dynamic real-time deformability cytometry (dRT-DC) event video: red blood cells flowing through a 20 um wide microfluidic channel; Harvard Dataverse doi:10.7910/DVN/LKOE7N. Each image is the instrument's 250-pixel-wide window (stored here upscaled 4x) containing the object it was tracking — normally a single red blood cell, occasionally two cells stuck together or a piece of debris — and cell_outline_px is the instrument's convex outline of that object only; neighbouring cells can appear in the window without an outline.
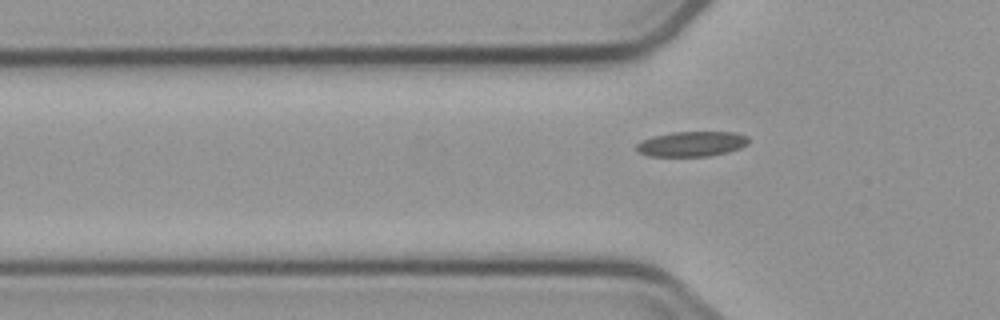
{"species": "common noctule bat (a hibernating species)", "species_latin": "Nyctalus noctula", "temperature_condition": "cold", "stored_images_in_passage": 7, "segment_of_instrument_passage": [2, 2], "camera_frame_rate_fps": 3000, "um_per_image_px": 0.085, "animal": {"sex": "male", "body_mass_g": 23.1, "forearm_length_mm": 52.7}, "frame": {"image": 1, "passage_image": 7, "time_ms": 7.333, "image_size_px": [1000, 320], "cell_outline_px": [[748, 144], [740, 148], [728, 152], [708, 156], [648, 156], [640, 152], [636, 148], [636, 144], [640, 140], [652, 136], [672, 132], [736, 132], [748, 136]], "centroid_in_image_um": [58.79, 12.22], "position_along_channel_um": 67.0, "area_um2": 16.47}}